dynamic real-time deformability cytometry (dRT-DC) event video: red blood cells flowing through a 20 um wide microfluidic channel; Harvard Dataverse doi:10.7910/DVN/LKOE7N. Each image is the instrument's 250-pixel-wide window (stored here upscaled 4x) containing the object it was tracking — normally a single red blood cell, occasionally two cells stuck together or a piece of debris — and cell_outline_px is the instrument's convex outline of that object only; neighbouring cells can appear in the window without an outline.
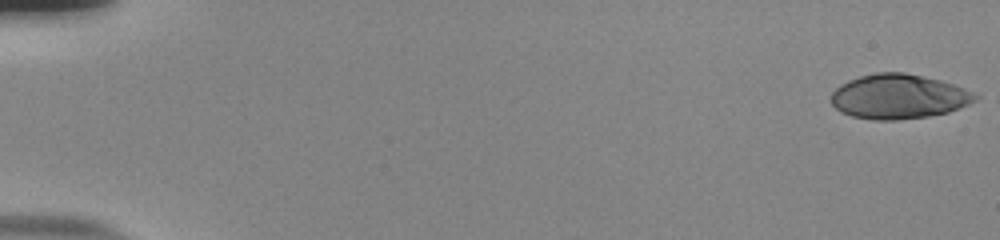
{"species": "human", "species_latin": "Homo sapiens", "temperature_condition": "room temperature", "stored_images_in_passage": 9, "camera_frame_rate_fps": 3000, "um_per_image_px": 0.085, "donor": {"sex": "male"}, "frame": {"image": 1, "passage_image": 1, "time_ms": 0.0, "image_size_px": [1000, 240], "cell_outline_px": [[980, 96], [976, 100], [968, 104], [948, 112], [928, 116], [896, 120], [872, 120], [852, 116], [840, 112], [832, 104], [832, 92], [840, 84], [848, 80], [860, 76], [876, 72], [904, 72], [924, 76], [940, 80], [964, 88]], "centroid_in_image_um": [76.37, 8.2], "position_along_channel_um": 8.6, "area_um2": 37.45}}